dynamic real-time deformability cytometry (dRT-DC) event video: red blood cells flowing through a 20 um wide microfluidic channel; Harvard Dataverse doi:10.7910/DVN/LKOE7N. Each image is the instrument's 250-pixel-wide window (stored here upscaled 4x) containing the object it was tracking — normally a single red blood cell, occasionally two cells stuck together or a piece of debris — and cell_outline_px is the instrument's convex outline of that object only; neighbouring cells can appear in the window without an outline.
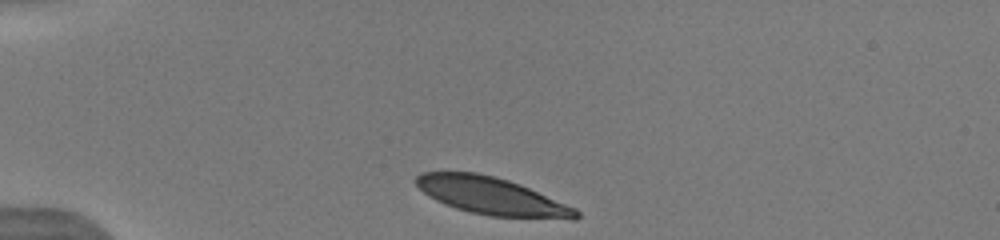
{"species": "human", "species_latin": "Homo sapiens", "temperature_condition": "warm", "stored_images_in_passage": 9, "camera_frame_rate_fps": 3000, "um_per_image_px": 0.085, "donor": {"sex": "male"}, "frame": {"image": 1, "passage_image": 1, "time_ms": 0.0, "image_size_px": [1000, 240], "cell_outline_px": [[580, 216], [576, 220], [572, 220], [488, 216], [456, 208], [444, 204], [436, 200], [424, 192], [412, 180], [420, 172], [476, 172], [508, 180], [520, 184], [576, 208], [580, 212]], "centroid_in_image_um": [41.83, 16.68], "position_along_channel_um": 43.2, "area_um2": 35.03}}